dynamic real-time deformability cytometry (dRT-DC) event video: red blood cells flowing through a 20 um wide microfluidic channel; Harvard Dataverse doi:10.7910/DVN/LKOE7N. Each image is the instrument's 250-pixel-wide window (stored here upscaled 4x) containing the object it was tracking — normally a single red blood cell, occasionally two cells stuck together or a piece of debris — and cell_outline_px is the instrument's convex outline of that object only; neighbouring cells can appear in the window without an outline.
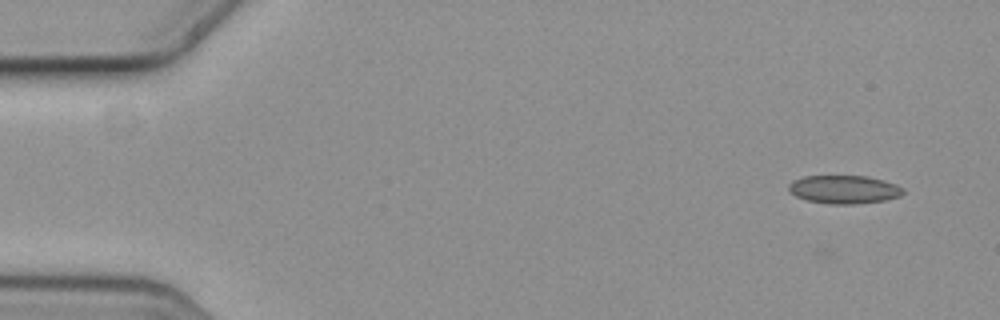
{"species": "common noctule bat (a hibernating species)", "species_latin": "Nyctalus noctula", "temperature_condition": "cold", "stored_images_in_passage": 5, "camera_frame_rate_fps": 3000, "um_per_image_px": 0.085, "animal": {"sex": "female", "body_mass_g": 19.3, "forearm_length_mm": 54.1}, "frame": {"image": 1, "passage_image": 1, "time_ms": 0.0, "image_size_px": [1000, 320], "cell_outline_px": [[904, 192], [900, 196], [884, 200], [856, 204], [828, 204], [808, 200], [796, 196], [788, 188], [788, 184], [792, 180], [804, 176], [868, 176], [884, 180], [896, 184], [904, 188]], "centroid_in_image_um": [71.76, 16.1], "position_along_channel_um": 13.2, "area_um2": 18.9}}